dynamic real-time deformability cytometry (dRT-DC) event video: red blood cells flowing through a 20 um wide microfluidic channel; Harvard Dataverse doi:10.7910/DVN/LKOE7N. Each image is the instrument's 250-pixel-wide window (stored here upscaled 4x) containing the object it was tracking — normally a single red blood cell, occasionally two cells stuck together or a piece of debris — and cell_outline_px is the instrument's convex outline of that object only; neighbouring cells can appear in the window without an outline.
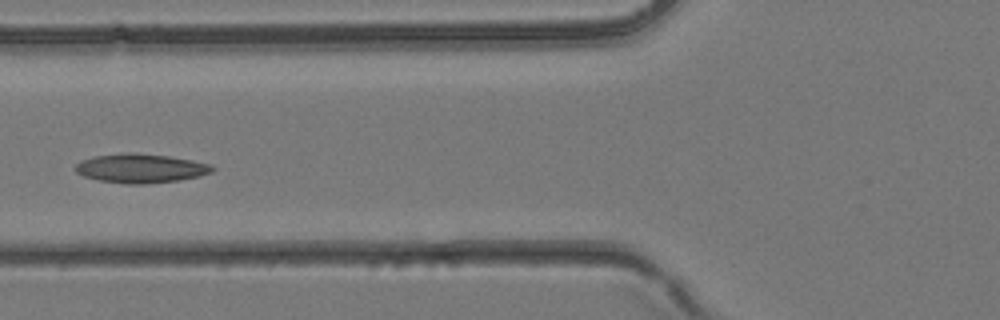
{"species": "common noctule bat (a hibernating species)", "species_latin": "Nyctalus noctula", "temperature_condition": "room temperature", "stored_images_in_passage": 33, "camera_frame_rate_fps": 3000, "um_per_image_px": 0.085, "animal": {"sex": "female", "body_mass_g": 24.6, "forearm_length_mm": 56.2}, "frame": {"image": 1, "passage_image": 13, "time_ms": 4.0, "image_size_px": [1000, 320], "cell_outline_px": [[216, 168], [212, 172], [200, 176], [180, 180], [144, 184], [128, 184], [100, 180], [84, 176], [76, 172], [76, 164], [80, 160], [92, 156], [124, 152], [136, 152], [168, 156], [192, 160], [212, 164]], "centroid_in_image_um": [11.98, 14.29], "position_along_channel_um": 113.8, "area_um2": 23.41}}
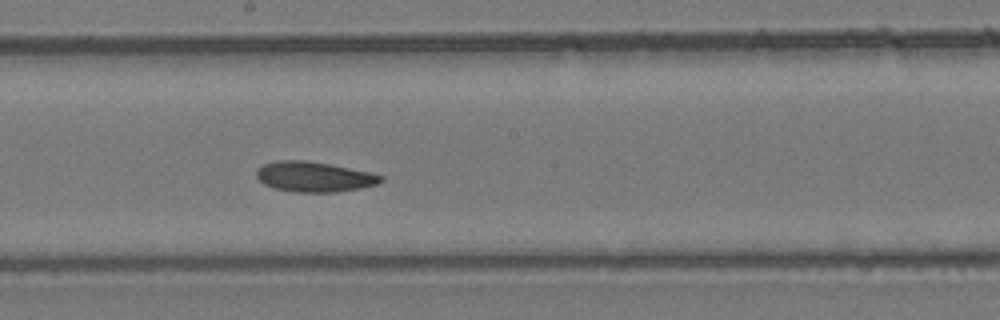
{"frame": {"image": 2, "passage_image": 19, "time_ms": 6.0, "image_size_px": [1000, 320], "cell_outline_px": [[384, 180], [376, 184], [336, 192], [296, 192], [272, 188], [264, 184], [256, 176], [256, 168], [264, 164], [276, 160], [304, 160], [328, 164], [368, 172], [384, 176]], "centroid_in_image_um": [26.64, 15.02], "position_along_channel_um": 221.6, "area_um2": 21.68}}
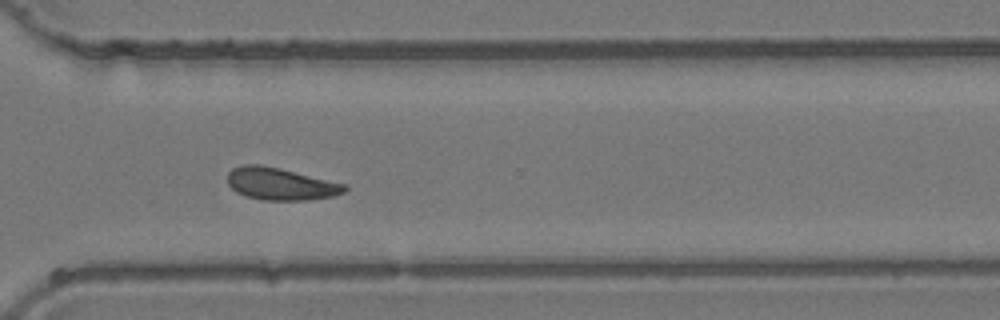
{"frame": {"image": 3, "passage_image": 26, "time_ms": 8.333, "image_size_px": [1000, 320], "cell_outline_px": [[348, 188], [344, 192], [336, 196], [308, 200], [264, 200], [244, 196], [236, 192], [228, 184], [228, 172], [232, 168], [244, 164], [260, 164], [280, 168], [348, 184]], "centroid_in_image_um": [23.88, 15.63], "position_along_channel_um": 346.7, "area_um2": 22.31}}